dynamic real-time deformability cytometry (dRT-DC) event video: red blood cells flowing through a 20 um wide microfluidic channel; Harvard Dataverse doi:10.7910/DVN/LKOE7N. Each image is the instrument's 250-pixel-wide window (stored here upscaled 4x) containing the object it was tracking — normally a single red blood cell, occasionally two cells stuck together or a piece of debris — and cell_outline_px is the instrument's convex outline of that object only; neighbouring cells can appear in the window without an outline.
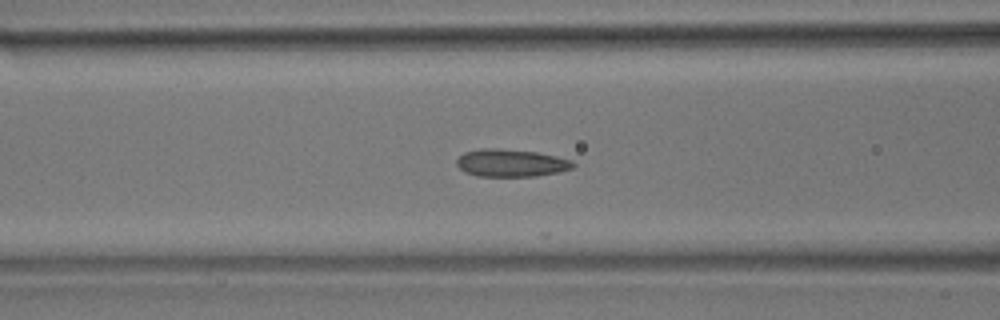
{"species": "common noctule bat (a hibernating species)", "species_latin": "Nyctalus noctula", "temperature_condition": "room temperature", "stored_images_in_passage": 26, "camera_frame_rate_fps": 3000, "um_per_image_px": 0.085, "animal": {"sex": "male", "body_mass_g": 17.9}, "frame": {"image": 1, "passage_image": 22, "time_ms": 7.0, "image_size_px": [1000, 320], "cell_outline_px": [[576, 164], [572, 168], [560, 172], [536, 176], [476, 176], [464, 172], [456, 164], [456, 160], [464, 152], [480, 148], [500, 148], [536, 152], [556, 156], [572, 160]], "centroid_in_image_um": [43.43, 13.85], "position_along_channel_um": 123.2, "area_um2": 18.84}}
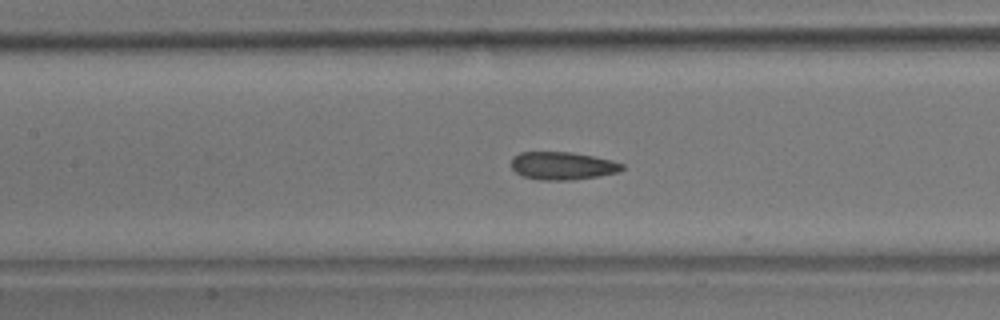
{"frame": {"image": 2, "passage_image": 25, "time_ms": 8.0, "image_size_px": [1000, 320], "cell_outline_px": [[624, 168], [620, 172], [572, 180], [540, 180], [524, 176], [516, 172], [512, 168], [512, 156], [520, 152], [572, 152], [612, 160], [624, 164]], "centroid_in_image_um": [47.82, 14.09], "position_along_channel_um": 159.6, "area_um2": 17.98}}